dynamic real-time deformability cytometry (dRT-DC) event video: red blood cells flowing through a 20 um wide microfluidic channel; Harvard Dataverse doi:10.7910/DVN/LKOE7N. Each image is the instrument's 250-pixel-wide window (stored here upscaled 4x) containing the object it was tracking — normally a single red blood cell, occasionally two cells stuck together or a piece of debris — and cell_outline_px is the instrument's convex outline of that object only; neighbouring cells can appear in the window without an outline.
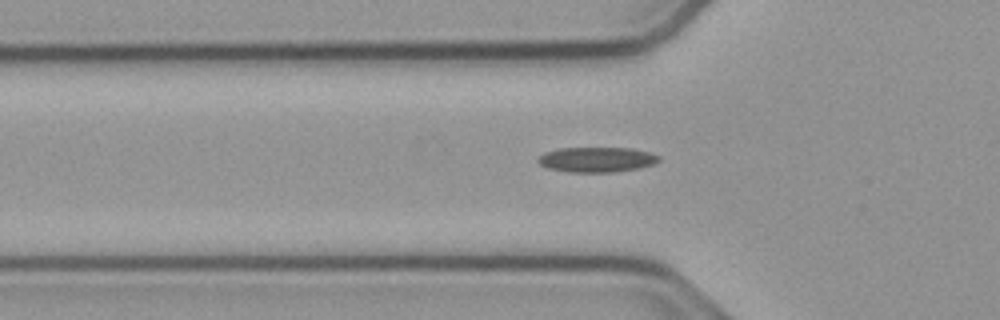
{"species": "common noctule bat (a hibernating species)", "species_latin": "Nyctalus noctula", "temperature_condition": "cold", "stored_images_in_passage": 47, "camera_frame_rate_fps": 3000, "um_per_image_px": 0.085, "animal": {"sex": "male", "body_mass_g": 23.1, "forearm_length_mm": 52.7}, "frame": {"image": 1, "passage_image": 17, "time_ms": 5.333, "image_size_px": [1000, 320], "cell_outline_px": [[660, 160], [652, 164], [636, 168], [616, 172], [568, 172], [548, 168], [540, 164], [536, 160], [544, 152], [560, 148], [628, 148], [648, 152], [660, 156]], "centroid_in_image_um": [50.68, 13.56], "position_along_channel_um": 75.1, "area_um2": 17.51}}
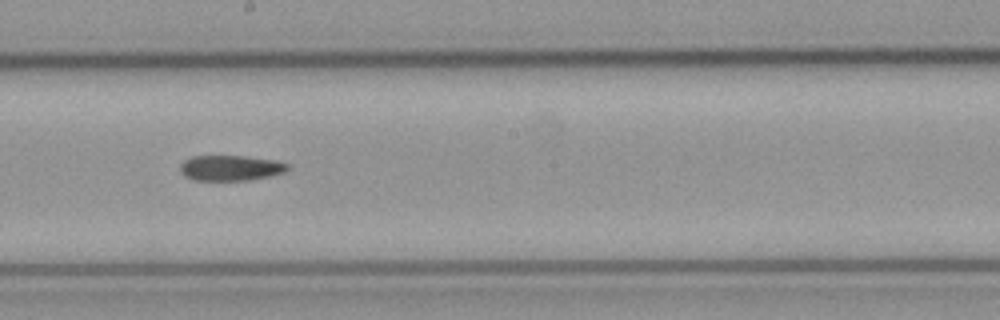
{"frame": {"image": 2, "passage_image": 29, "time_ms": 9.333, "image_size_px": [1000, 320], "cell_outline_px": [[288, 168], [284, 172], [272, 176], [248, 180], [192, 180], [184, 176], [180, 172], [180, 164], [184, 160], [192, 156], [244, 156], [276, 160], [288, 164]], "centroid_in_image_um": [19.57, 14.28], "position_along_channel_um": 228.6, "area_um2": 16.01}}
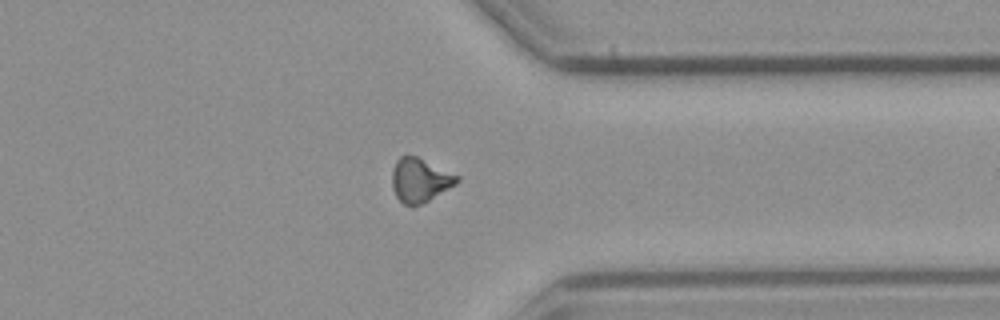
{"frame": {"image": 3, "passage_image": 41, "time_ms": 13.333, "image_size_px": [1000, 320], "cell_outline_px": [[460, 180], [456, 184], [428, 200], [412, 208], [404, 204], [396, 196], [392, 188], [392, 168], [396, 160], [400, 156], [416, 156], [460, 176]], "centroid_in_image_um": [35.67, 15.32], "position_along_channel_um": 375.7, "area_um2": 16.59}}